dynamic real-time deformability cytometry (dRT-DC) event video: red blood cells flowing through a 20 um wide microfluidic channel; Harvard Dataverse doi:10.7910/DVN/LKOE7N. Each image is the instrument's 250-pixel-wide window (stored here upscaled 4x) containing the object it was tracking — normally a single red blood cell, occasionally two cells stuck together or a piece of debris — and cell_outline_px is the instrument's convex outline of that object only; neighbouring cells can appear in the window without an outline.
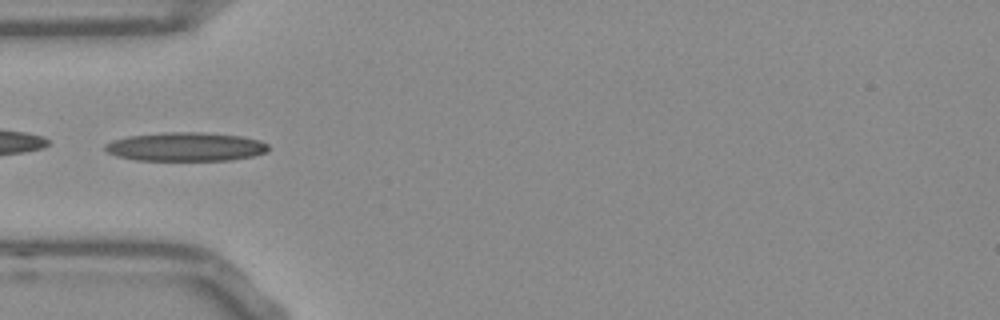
{"species": "Egyptian fruit bat (a non-hibernating species)", "species_latin": "Rousettus aegyptiacus", "temperature_condition": "room temperature", "stored_images_in_passage": 53, "camera_frame_rate_fps": 3000, "um_per_image_px": 0.085, "frame": {"image": 1, "passage_image": 16, "time_ms": 5.0, "image_size_px": [1000, 320], "cell_outline_px": [[268, 148], [264, 152], [252, 156], [232, 160], [136, 160], [116, 156], [108, 152], [104, 148], [104, 144], [112, 140], [128, 136], [164, 132], [200, 132], [240, 136], [260, 140], [268, 144]], "centroid_in_image_um": [15.75, 12.47], "position_along_channel_um": 69.3, "area_um2": 27.34}}
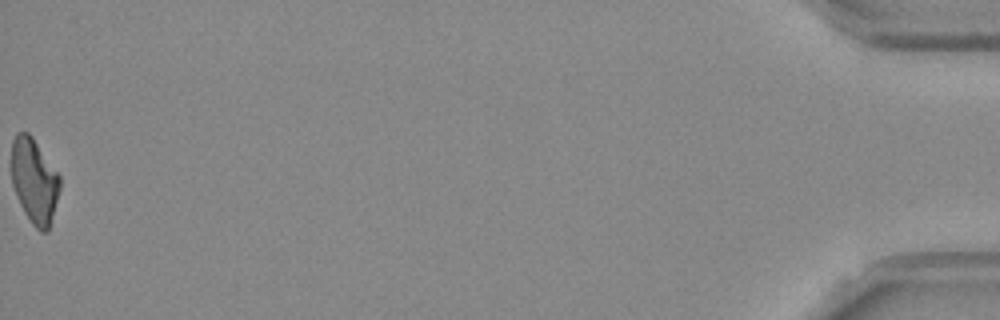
{"frame": {"image": 2, "passage_image": 53, "time_ms": 17.333, "image_size_px": [1000, 320], "cell_outline_px": [[60, 188], [48, 232], [40, 232], [32, 224], [24, 212], [20, 204], [12, 184], [12, 140], [16, 132], [28, 132], [32, 136], [60, 176]], "centroid_in_image_um": [2.91, 15.37], "position_along_channel_um": 432.3, "area_um2": 23.81}, "authors_computed_cell_mechanics": {"area_um2": 25.4898, "velocity_mm_per_s": 3.8034, "shape_relaxation_time_tau1_ms": 4.3909, "shape_relaxation_time_tau2_ms": 6.3191, "deformation_change_tau1": 0.1881, "deformation_change_tau2": 0.1971}}